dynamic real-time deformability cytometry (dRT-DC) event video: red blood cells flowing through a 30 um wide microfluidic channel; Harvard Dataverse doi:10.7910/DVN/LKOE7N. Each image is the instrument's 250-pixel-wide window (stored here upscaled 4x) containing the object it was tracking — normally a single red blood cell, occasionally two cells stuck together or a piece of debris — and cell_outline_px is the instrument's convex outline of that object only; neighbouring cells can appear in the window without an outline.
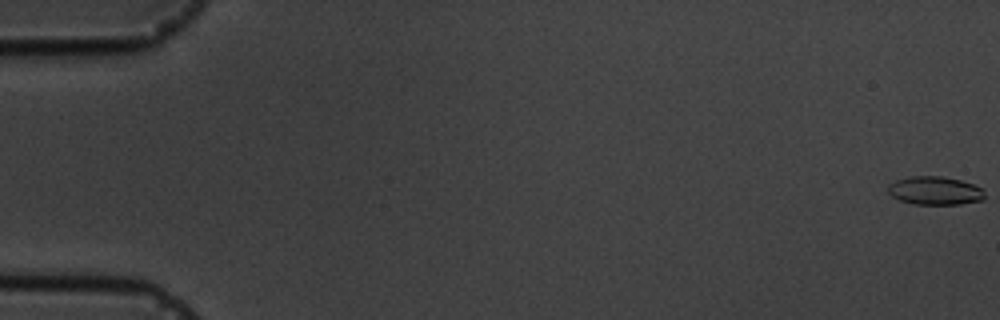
{"species": "common noctule bat (a hibernating species)", "species_latin": "Nyctalus noctula", "temperature_condition": "cold", "stored_images_in_passage": 7, "camera_frame_rate_fps": 3000, "um_per_image_px": 0.085, "animal": {"sex": "male", "body_mass_g": 19.5, "forearm_length_mm": 54.6}, "frame": {"image": 1, "passage_image": 1, "time_ms": 0.0, "image_size_px": [1000, 320], "cell_outline_px": [[984, 200], [960, 204], [912, 204], [900, 200], [892, 196], [888, 192], [888, 184], [896, 180], [908, 176], [940, 176], [960, 180], [984, 188]], "centroid_in_image_um": [79.47, 16.2], "position_along_channel_um": 5.5, "area_um2": 16.07}}
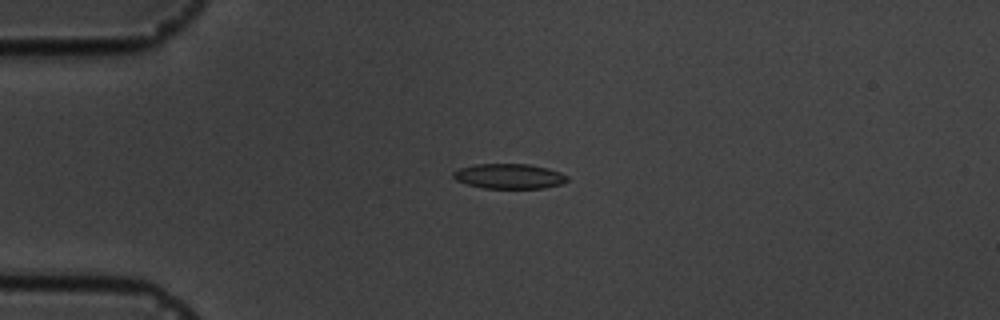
{"frame": {"image": 2, "passage_image": 5, "time_ms": 4.667, "image_size_px": [1000, 320], "cell_outline_px": [[568, 180], [560, 184], [544, 188], [484, 188], [468, 184], [456, 180], [452, 176], [452, 172], [460, 168], [476, 164], [528, 164], [548, 168], [560, 172], [568, 176]], "centroid_in_image_um": [43.28, 14.97], "position_along_channel_um": 41.7, "area_um2": 16.53}}
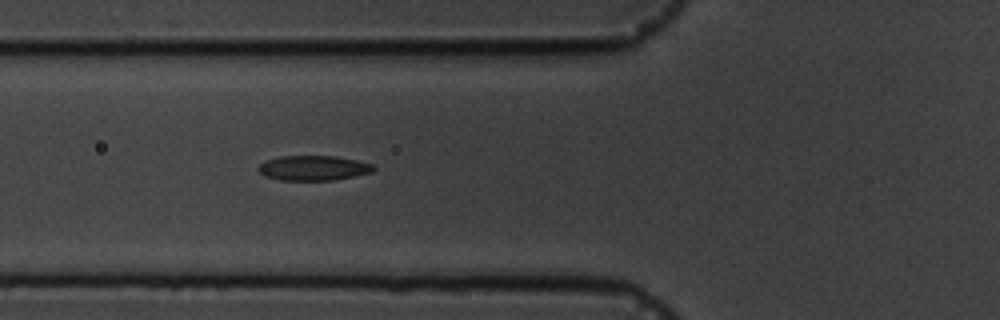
{"frame": {"image": 3, "passage_image": 7, "time_ms": 7.0, "image_size_px": [1000, 320], "cell_outline_px": [[376, 168], [372, 172], [336, 180], [280, 180], [264, 176], [256, 168], [260, 164], [268, 160], [280, 156], [336, 156], [356, 160], [372, 164]], "centroid_in_image_um": [26.64, 14.28], "position_along_channel_um": 99.2, "area_um2": 16.7}}